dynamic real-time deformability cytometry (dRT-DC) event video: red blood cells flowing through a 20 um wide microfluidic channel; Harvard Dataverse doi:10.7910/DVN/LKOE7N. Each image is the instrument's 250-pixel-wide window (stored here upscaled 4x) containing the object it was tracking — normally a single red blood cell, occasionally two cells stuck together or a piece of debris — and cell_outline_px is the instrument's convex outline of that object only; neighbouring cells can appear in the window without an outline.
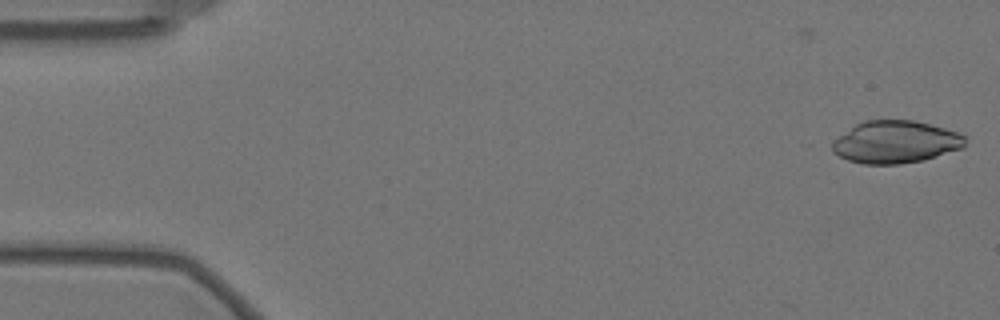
{"species": "Egyptian fruit bat (a non-hibernating species)", "species_latin": "Rousettus aegyptiacus", "temperature_condition": "warm", "stored_images_in_passage": 17, "camera_frame_rate_fps": 3000, "um_per_image_px": 0.085, "animal": {"sex": "female"}, "frame": {"image": 1, "passage_image": 1, "time_ms": 0.0, "image_size_px": [1000, 320], "cell_outline_px": [[968, 136], [964, 148], [924, 160], [900, 164], [864, 164], [848, 160], [832, 152], [832, 140], [856, 124], [864, 120], [916, 120], [944, 128]], "centroid_in_image_um": [76.14, 12.07], "position_along_channel_um": 8.9, "area_um2": 33.12}}